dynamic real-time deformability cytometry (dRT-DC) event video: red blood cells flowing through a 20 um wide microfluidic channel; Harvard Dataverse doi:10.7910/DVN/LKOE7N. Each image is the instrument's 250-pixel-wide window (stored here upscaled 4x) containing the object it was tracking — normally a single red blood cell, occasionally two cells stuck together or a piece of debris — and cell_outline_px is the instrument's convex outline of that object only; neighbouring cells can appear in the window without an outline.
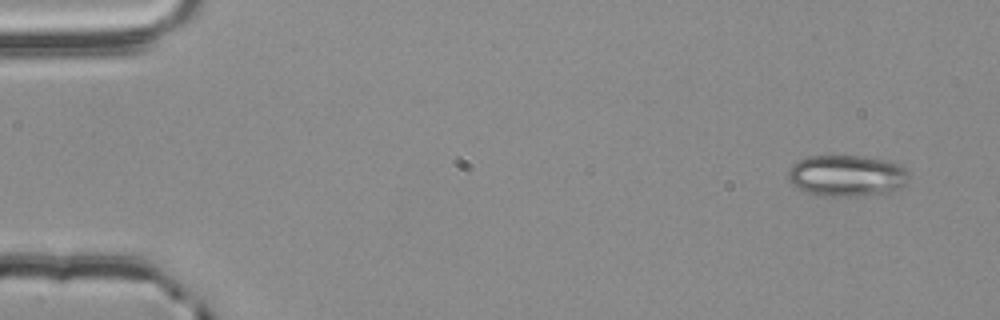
{"species": "common noctule bat (a hibernating species)", "species_latin": "Nyctalus noctula", "temperature_condition": "room temperature", "stored_images_in_passage": 5, "camera_frame_rate_fps": 3000, "um_per_image_px": 0.085, "animal": {"sex": "male", "body_mass_g": 20.4}, "frame": {"image": 1, "passage_image": 1, "time_ms": 0.0, "image_size_px": [1000, 320], "cell_outline_px": [[908, 180], [900, 188], [892, 192], [856, 196], [824, 196], [804, 192], [796, 188], [792, 184], [788, 176], [788, 168], [792, 164], [800, 160], [812, 156], [864, 156], [884, 160], [900, 164], [908, 172]], "centroid_in_image_um": [71.97, 14.94], "position_along_channel_um": 13.0, "area_um2": 29.25}}
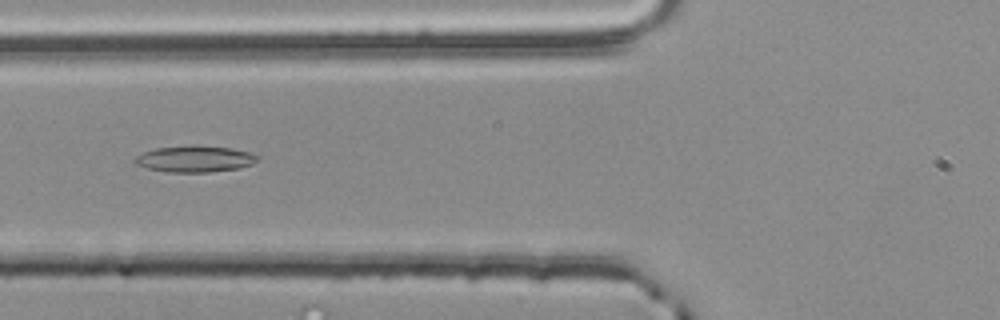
{"frame": {"image": 2, "passage_image": 5, "time_ms": 1.333, "image_size_px": [1000, 320], "cell_outline_px": [[260, 160], [252, 164], [240, 168], [212, 172], [168, 172], [148, 168], [136, 164], [132, 160], [136, 156], [144, 152], [156, 148], [232, 148], [248, 152], [256, 156]], "centroid_in_image_um": [16.57, 13.56], "position_along_channel_um": 109.2, "area_um2": 17.92}}